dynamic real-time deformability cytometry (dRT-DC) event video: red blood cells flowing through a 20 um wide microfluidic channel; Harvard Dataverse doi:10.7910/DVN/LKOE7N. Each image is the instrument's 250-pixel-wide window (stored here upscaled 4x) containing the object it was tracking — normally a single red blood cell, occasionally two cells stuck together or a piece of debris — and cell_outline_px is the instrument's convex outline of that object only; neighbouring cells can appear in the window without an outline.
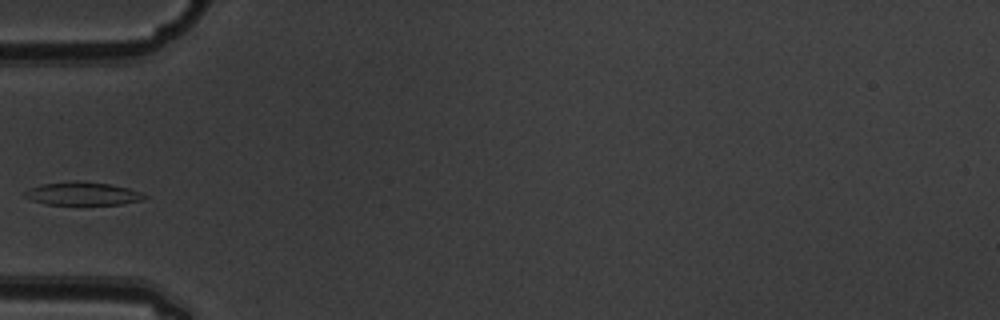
{"species": "common noctule bat (a hibernating species)", "species_latin": "Nyctalus noctula", "temperature_condition": "warm", "stored_images_in_passage": 4, "camera_frame_rate_fps": 3000, "um_per_image_px": 0.085, "animal": {"sex": "male", "body_mass_g": 19.5, "forearm_length_mm": 54.6}, "frame": {"image": 1, "passage_image": 4, "time_ms": 1.0, "image_size_px": [1000, 320], "cell_outline_px": [[148, 196], [144, 200], [120, 204], [48, 204], [32, 200], [24, 196], [24, 192], [32, 188], [44, 184], [76, 180], [112, 184], [128, 188], [140, 192]], "centroid_in_image_um": [7.08, 16.45], "position_along_channel_um": 77.9, "area_um2": 15.95}}